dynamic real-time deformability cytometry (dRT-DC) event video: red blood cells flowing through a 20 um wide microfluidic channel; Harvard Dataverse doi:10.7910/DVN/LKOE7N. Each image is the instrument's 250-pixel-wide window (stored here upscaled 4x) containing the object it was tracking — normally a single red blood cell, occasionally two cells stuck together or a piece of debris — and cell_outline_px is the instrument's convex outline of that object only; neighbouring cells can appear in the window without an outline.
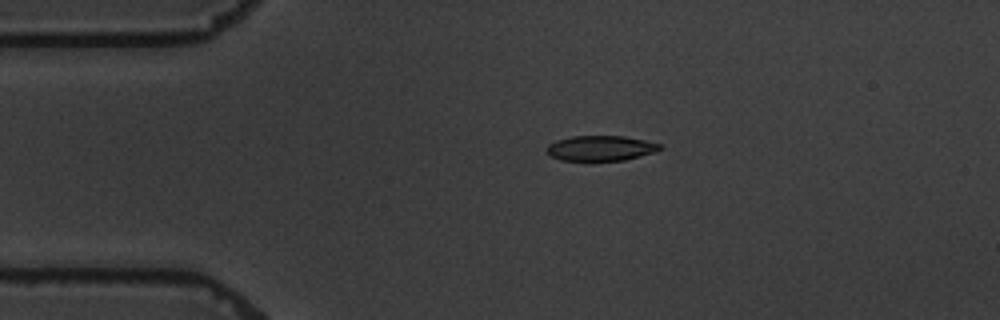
{"species": "common noctule bat (a hibernating species)", "species_latin": "Nyctalus noctula", "temperature_condition": "warm", "stored_images_in_passage": 3, "camera_frame_rate_fps": 3000, "um_per_image_px": 0.085, "animal": {"sex": "male", "body_mass_g": 19.5, "forearm_length_mm": 54.6}, "frame": {"image": 1, "passage_image": 2, "time_ms": 1.0, "image_size_px": [1000, 320], "cell_outline_px": [[664, 148], [656, 152], [624, 160], [560, 160], [552, 156], [548, 152], [548, 144], [556, 140], [572, 136], [624, 136], [644, 140], [660, 144]], "centroid_in_image_um": [51.09, 12.59], "position_along_channel_um": 33.9, "area_um2": 16.47}}